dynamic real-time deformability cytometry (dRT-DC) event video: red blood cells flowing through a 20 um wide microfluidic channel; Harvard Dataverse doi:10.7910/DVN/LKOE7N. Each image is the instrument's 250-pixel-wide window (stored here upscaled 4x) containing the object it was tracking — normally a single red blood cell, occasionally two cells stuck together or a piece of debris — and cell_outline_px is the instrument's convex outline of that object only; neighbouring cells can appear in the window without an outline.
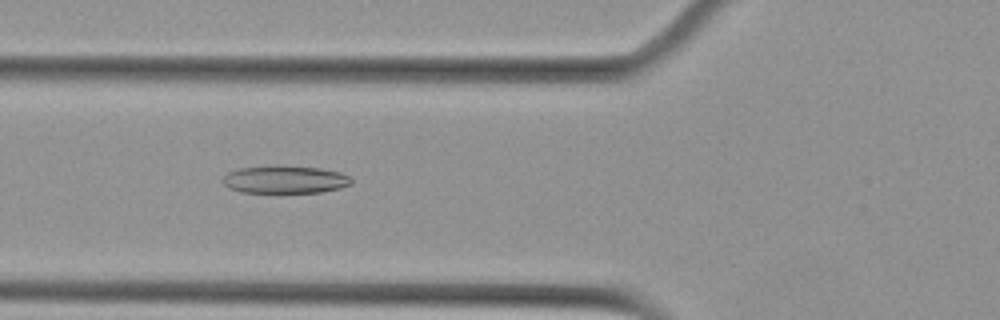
{"species": "Egyptian fruit bat (a non-hibernating species)", "species_latin": "Rousettus aegyptiacus", "temperature_condition": "cold", "stored_images_in_passage": 42, "camera_frame_rate_fps": 3000, "um_per_image_px": 0.085, "animal": {"sex": "female"}, "frame": {"image": 1, "passage_image": 6, "time_ms": 1.667, "image_size_px": [1000, 320], "cell_outline_px": [[352, 184], [340, 188], [320, 192], [240, 192], [228, 188], [224, 184], [224, 176], [228, 172], [240, 168], [272, 164], [284, 164], [320, 168], [340, 172], [348, 176], [352, 180]], "centroid_in_image_um": [24.22, 15.23], "position_along_channel_um": 101.6, "area_um2": 21.1}}
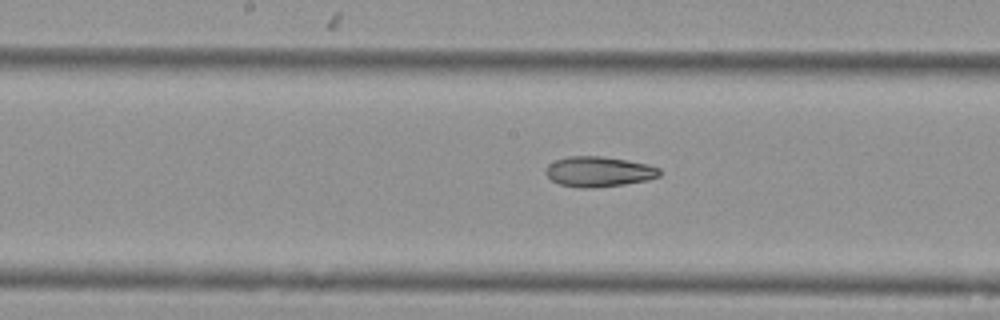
{"frame": {"image": 2, "passage_image": 14, "time_ms": 4.333, "image_size_px": [1000, 320], "cell_outline_px": [[660, 176], [648, 180], [624, 184], [592, 188], [580, 188], [560, 184], [552, 180], [544, 172], [544, 168], [548, 164], [556, 160], [568, 156], [600, 156], [628, 160], [648, 164], [660, 168]], "centroid_in_image_um": [50.89, 14.58], "position_along_channel_um": 197.3, "area_um2": 20.17}}
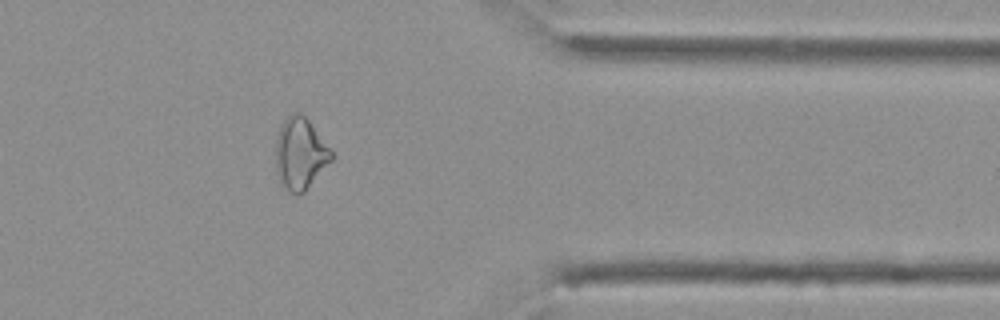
{"frame": {"image": 3, "passage_image": 31, "time_ms": 10.0, "image_size_px": [1000, 320], "cell_outline_px": [[332, 160], [304, 192], [296, 196], [288, 192], [280, 180], [276, 172], [276, 136], [280, 124], [292, 112], [300, 112], [308, 120], [332, 152]], "centroid_in_image_um": [25.48, 13.07], "position_along_channel_um": 385.9, "area_um2": 23.12}}